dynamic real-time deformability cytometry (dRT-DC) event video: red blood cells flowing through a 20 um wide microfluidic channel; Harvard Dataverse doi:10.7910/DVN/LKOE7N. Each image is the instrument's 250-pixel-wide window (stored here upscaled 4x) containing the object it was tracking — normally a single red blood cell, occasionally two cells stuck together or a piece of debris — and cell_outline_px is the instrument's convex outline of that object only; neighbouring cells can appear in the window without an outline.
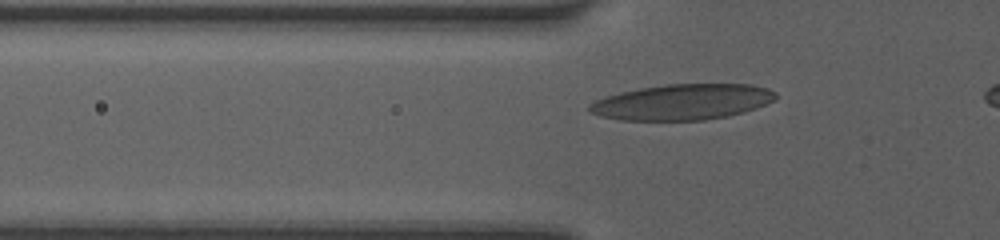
{"species": "human", "species_latin": "Homo sapiens", "temperature_condition": "room temperature", "stored_images_in_passage": 40, "camera_frame_rate_fps": 3000, "um_per_image_px": 0.085, "donor": {"sex": "female"}, "frame": {"image": 1, "passage_image": 12, "time_ms": 3.333, "image_size_px": [1000, 240], "cell_outline_px": [[776, 96], [772, 100], [756, 108], [744, 112], [728, 116], [704, 120], [620, 120], [600, 116], [588, 112], [588, 104], [604, 96], [620, 92], [640, 88], [664, 84], [752, 84], [768, 88], [776, 92]], "centroid_in_image_um": [57.96, 8.67], "position_along_channel_um": 67.8, "area_um2": 38.9}}
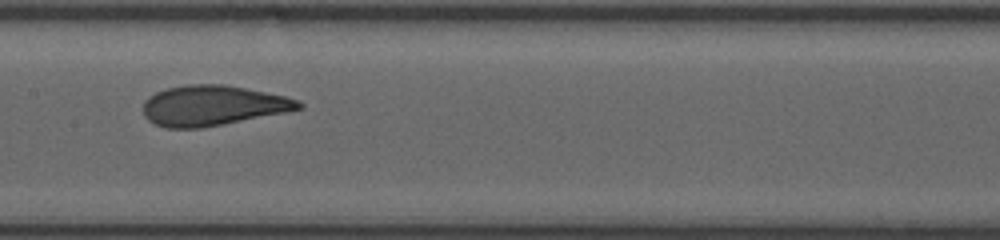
{"frame": {"image": 2, "passage_image": 21, "time_ms": 6.333, "image_size_px": [1000, 240], "cell_outline_px": [[304, 108], [288, 112], [200, 128], [164, 128], [148, 120], [144, 116], [144, 100], [148, 96], [156, 92], [168, 88], [188, 84], [224, 84], [284, 96], [300, 100], [304, 104]], "centroid_in_image_um": [18.09, 8.97], "position_along_channel_um": 189.3, "area_um2": 36.41}}
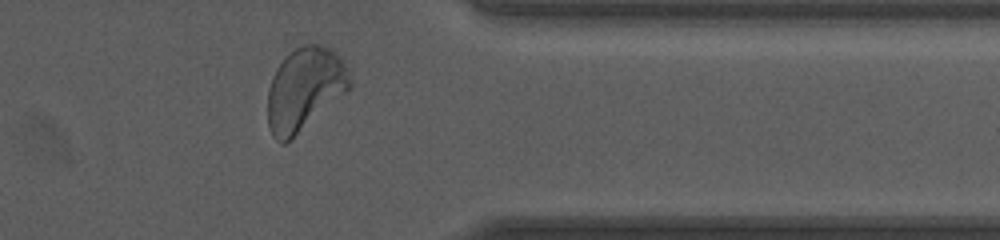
{"frame": {"image": 3, "passage_image": 35, "time_ms": 11.333, "image_size_px": [1000, 240], "cell_outline_px": [[348, 88], [344, 92], [284, 144], [280, 144], [272, 136], [268, 128], [268, 88], [272, 76], [276, 68], [296, 48], [304, 44], [316, 44], [328, 48], [344, 64], [348, 72]], "centroid_in_image_um": [25.8, 7.58], "position_along_channel_um": 385.6, "area_um2": 38.09}}